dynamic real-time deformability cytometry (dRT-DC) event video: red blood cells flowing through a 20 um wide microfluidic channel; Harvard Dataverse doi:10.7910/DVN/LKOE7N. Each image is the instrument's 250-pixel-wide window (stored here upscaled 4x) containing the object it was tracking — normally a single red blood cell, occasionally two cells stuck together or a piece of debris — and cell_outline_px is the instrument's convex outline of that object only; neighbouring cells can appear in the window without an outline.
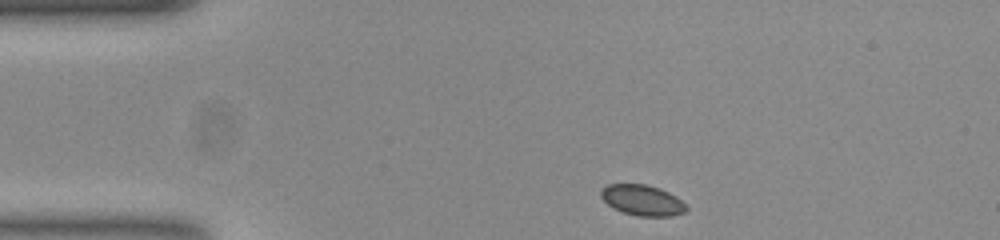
{"species": "common noctule bat (a hibernating species)", "species_latin": "Nyctalus noctula", "temperature_condition": "room temperature", "stored_images_in_passage": 46, "camera_frame_rate_fps": 3000, "um_per_image_px": 0.085, "animal": {"sex": "female", "body_mass_g": 23.0, "forearm_length_mm": 53.4}, "frame": {"image": 1, "passage_image": 1, "time_ms": 0.0, "image_size_px": [1000, 240], "cell_outline_px": [[688, 208], [684, 212], [672, 216], [636, 216], [612, 208], [600, 196], [600, 192], [608, 184], [644, 184], [660, 188], [676, 196]], "centroid_in_image_um": [54.59, 17.02], "position_along_channel_um": 30.4, "area_um2": 15.14}}
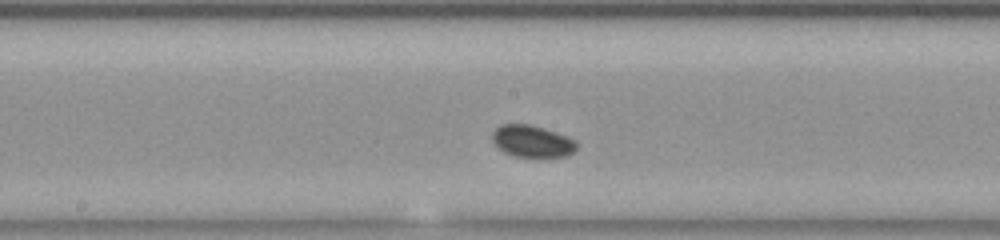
{"frame": {"image": 2, "passage_image": 19, "time_ms": 6.0, "image_size_px": [1000, 240], "cell_outline_px": [[576, 148], [568, 156], [516, 156], [504, 152], [492, 140], [492, 132], [500, 124], [528, 124], [556, 132], [568, 136], [576, 140]], "centroid_in_image_um": [45.23, 11.99], "position_along_channel_um": 203.0, "area_um2": 15.43}}
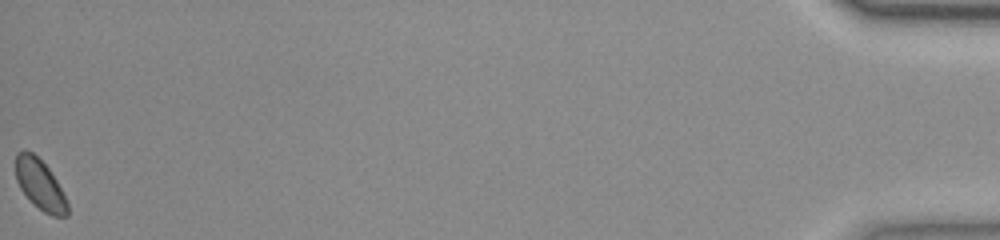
{"frame": {"image": 3, "passage_image": 46, "time_ms": 15.0, "image_size_px": [1000, 240], "cell_outline_px": [[68, 216], [52, 216], [44, 212], [20, 188], [16, 180], [16, 152], [32, 152], [48, 168], [56, 180], [68, 204]], "centroid_in_image_um": [3.41, 15.7], "position_along_channel_um": 431.8, "area_um2": 14.57}, "authors_computed_cell_mechanics": {"area_um2": 15.606, "velocity_mm_per_s": 3.7008, "shape_relaxation_time_tau1_ms": null, "shape_relaxation_time_tau2_ms": 6.2794, "deformation_change_tau1": null, "deformation_change_tau2": 0.0486}}